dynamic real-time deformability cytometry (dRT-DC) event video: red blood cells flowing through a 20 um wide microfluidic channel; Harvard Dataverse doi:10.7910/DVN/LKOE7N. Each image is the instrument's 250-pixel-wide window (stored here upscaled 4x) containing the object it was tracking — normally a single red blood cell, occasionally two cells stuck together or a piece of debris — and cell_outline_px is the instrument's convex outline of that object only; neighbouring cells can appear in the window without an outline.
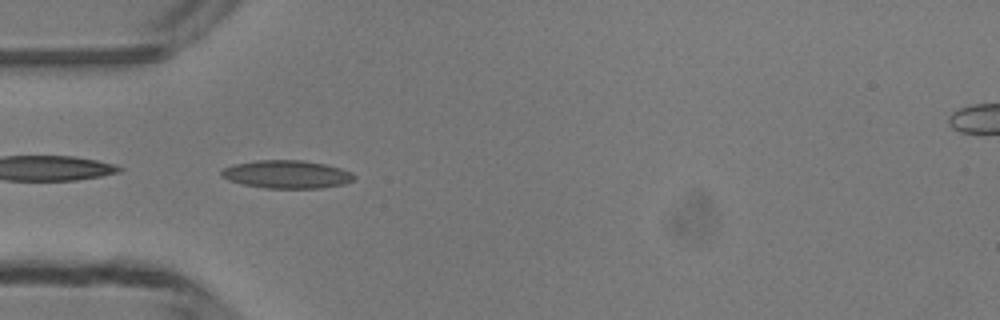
{"species": "common noctule bat (a hibernating species)", "species_latin": "Nyctalus noctula", "temperature_condition": "room temperature", "stored_images_in_passage": 48, "camera_frame_rate_fps": 3000, "um_per_image_px": 0.085, "animal": {"sex": "male", "body_mass_g": 13.3}, "frame": {"image": 1, "passage_image": 14, "time_ms": 4.333, "image_size_px": [1000, 320], "cell_outline_px": [[356, 176], [352, 180], [344, 184], [320, 188], [264, 188], [244, 184], [228, 180], [220, 176], [220, 172], [224, 168], [236, 164], [256, 160], [304, 160], [324, 164], [340, 168], [352, 172]], "centroid_in_image_um": [24.38, 14.82], "position_along_channel_um": 60.6, "area_um2": 21.62}}
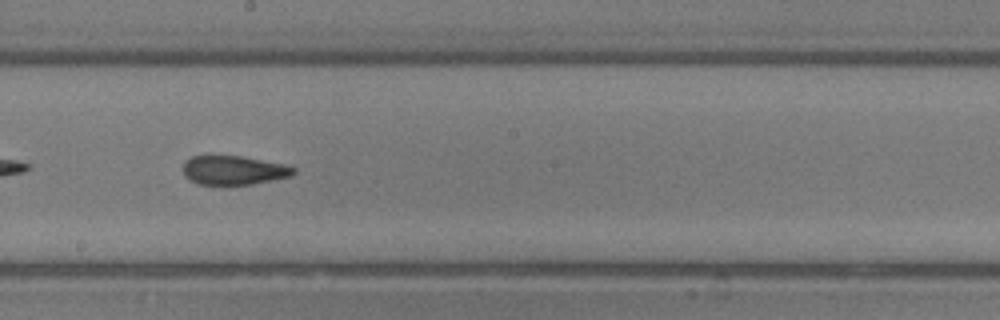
{"frame": {"image": 2, "passage_image": 26, "time_ms": 8.333, "image_size_px": [1000, 320], "cell_outline_px": [[296, 172], [292, 176], [252, 184], [196, 184], [188, 180], [184, 176], [184, 160], [192, 156], [240, 156], [284, 164], [296, 168]], "centroid_in_image_um": [19.85, 14.47], "position_along_channel_um": 228.3, "area_um2": 18.67}}
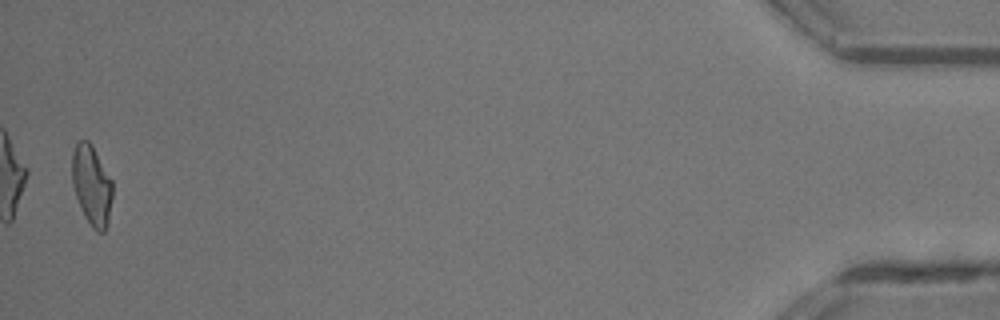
{"frame": {"image": 3, "passage_image": 47, "time_ms": 15.333, "image_size_px": [1000, 320], "cell_outline_px": [[112, 196], [108, 224], [104, 232], [96, 232], [92, 228], [84, 216], [76, 196], [72, 184], [72, 152], [76, 144], [80, 140], [88, 140], [92, 144], [112, 180]], "centroid_in_image_um": [7.8, 15.75], "position_along_channel_um": 427.4, "area_um2": 18.96}, "authors_computed_cell_mechanics": {"area_um2": 19.5942, "velocity_mm_per_s": 4.2309, "shape_relaxation_time_tau1_ms": 7.1727, "shape_relaxation_time_tau2_ms": 1.7537, "deformation_change_tau1": 0.213, "deformation_change_tau2": 0.1104}}